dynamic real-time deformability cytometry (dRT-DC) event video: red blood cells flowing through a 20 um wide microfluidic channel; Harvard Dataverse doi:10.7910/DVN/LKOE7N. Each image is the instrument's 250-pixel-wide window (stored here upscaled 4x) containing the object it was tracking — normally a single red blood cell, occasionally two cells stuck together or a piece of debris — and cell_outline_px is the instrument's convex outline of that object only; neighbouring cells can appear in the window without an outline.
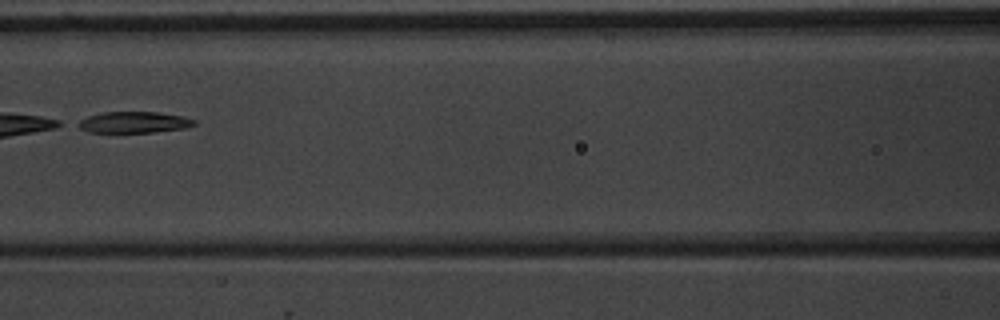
{"species": "common noctule bat (a hibernating species)", "species_latin": "Nyctalus noctula", "temperature_condition": "warm", "stored_images_in_passage": 10, "camera_frame_rate_fps": 3000, "um_per_image_px": 0.085, "animal": {"sex": "male", "body_mass_g": 20.1, "forearm_length_mm": 53.5}, "frame": {"image": 1, "passage_image": 6, "time_ms": 7.0, "image_size_px": [1000, 320], "cell_outline_px": [[196, 124], [184, 128], [152, 132], [88, 132], [72, 124], [88, 116], [100, 112], [156, 112], [180, 116], [196, 120]], "centroid_in_image_um": [11.31, 10.39], "position_along_channel_um": 155.3, "area_um2": 14.33}}
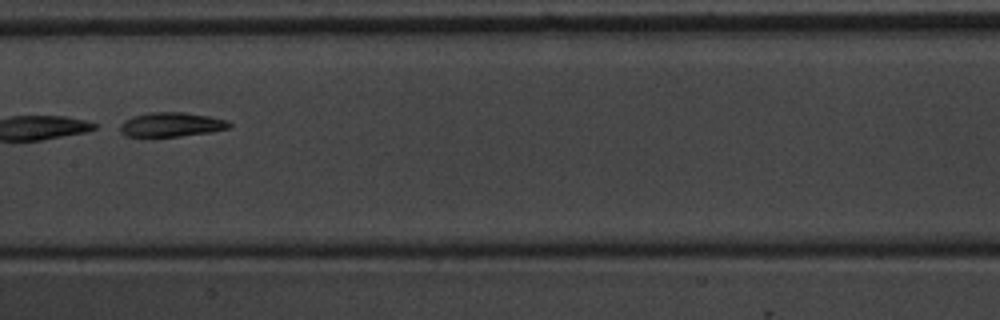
{"frame": {"image": 2, "passage_image": 7, "time_ms": 8.0, "image_size_px": [1000, 320], "cell_outline_px": [[232, 128], [212, 132], [180, 136], [124, 136], [120, 132], [120, 124], [124, 120], [132, 116], [152, 112], [184, 112], [208, 116], [224, 120], [232, 124]], "centroid_in_image_um": [14.56, 10.59], "position_along_channel_um": 192.8, "area_um2": 15.49}}
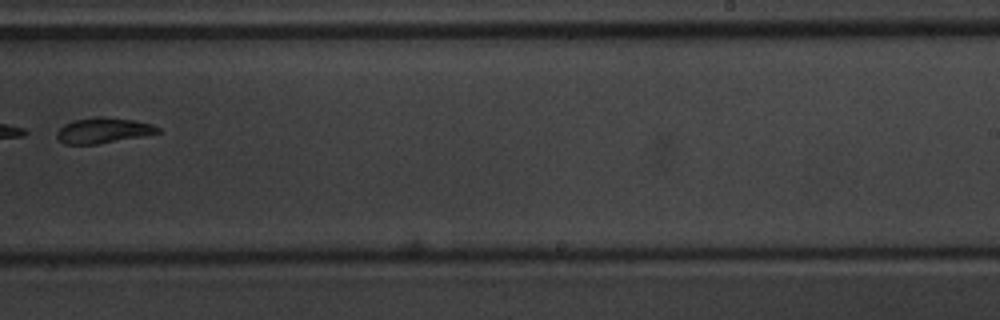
{"frame": {"image": 3, "passage_image": 9, "time_ms": 10.333, "image_size_px": [1000, 320], "cell_outline_px": [[164, 132], [96, 144], [64, 144], [56, 136], [56, 132], [64, 124], [76, 120], [96, 116], [104, 116], [132, 120], [152, 124], [160, 128]], "centroid_in_image_um": [8.79, 11.08], "position_along_channel_um": 280.2, "area_um2": 14.91}}